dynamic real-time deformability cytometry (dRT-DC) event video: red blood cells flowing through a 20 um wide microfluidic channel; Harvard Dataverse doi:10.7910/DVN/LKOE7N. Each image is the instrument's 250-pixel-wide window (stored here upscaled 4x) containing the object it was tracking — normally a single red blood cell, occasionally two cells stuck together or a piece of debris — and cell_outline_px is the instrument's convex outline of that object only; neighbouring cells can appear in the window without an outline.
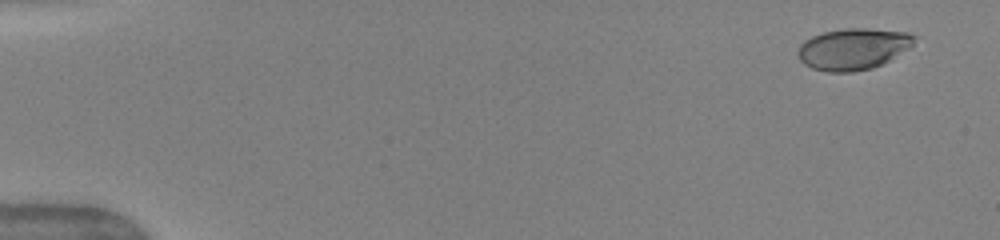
{"species": "human", "species_latin": "Homo sapiens", "temperature_condition": "warm", "stored_images_in_passage": 17, "camera_frame_rate_fps": 3000, "um_per_image_px": 0.085, "donor": {"sex": "female"}, "frame": {"image": 1, "passage_image": 3, "time_ms": 0.667, "image_size_px": [1000, 240], "cell_outline_px": [[916, 36], [912, 44], [908, 48], [888, 60], [872, 68], [852, 72], [824, 72], [812, 68], [804, 64], [800, 60], [800, 44], [804, 40], [812, 36], [824, 32], [844, 28], [864, 28], [908, 32]], "centroid_in_image_um": [72.5, 4.15], "position_along_channel_um": 12.5, "area_um2": 27.8}}
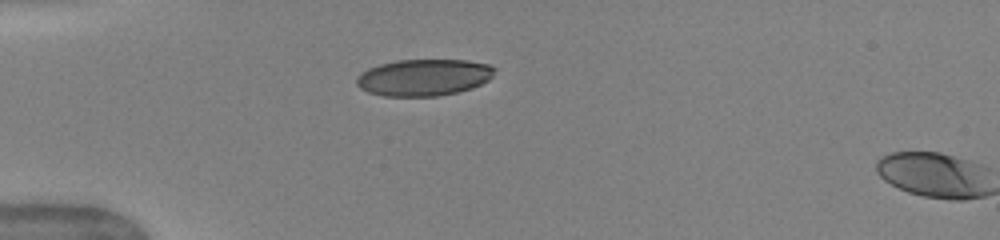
{"frame": {"image": 2, "passage_image": 15, "time_ms": 4.667, "image_size_px": [1000, 240], "cell_outline_px": [[496, 68], [492, 76], [488, 80], [472, 88], [456, 92], [436, 96], [384, 96], [368, 92], [360, 88], [356, 84], [356, 76], [368, 68], [380, 64], [396, 60], [468, 60], [488, 64]], "centroid_in_image_um": [36.0, 6.57], "position_along_channel_um": 49.0, "area_um2": 29.54}}